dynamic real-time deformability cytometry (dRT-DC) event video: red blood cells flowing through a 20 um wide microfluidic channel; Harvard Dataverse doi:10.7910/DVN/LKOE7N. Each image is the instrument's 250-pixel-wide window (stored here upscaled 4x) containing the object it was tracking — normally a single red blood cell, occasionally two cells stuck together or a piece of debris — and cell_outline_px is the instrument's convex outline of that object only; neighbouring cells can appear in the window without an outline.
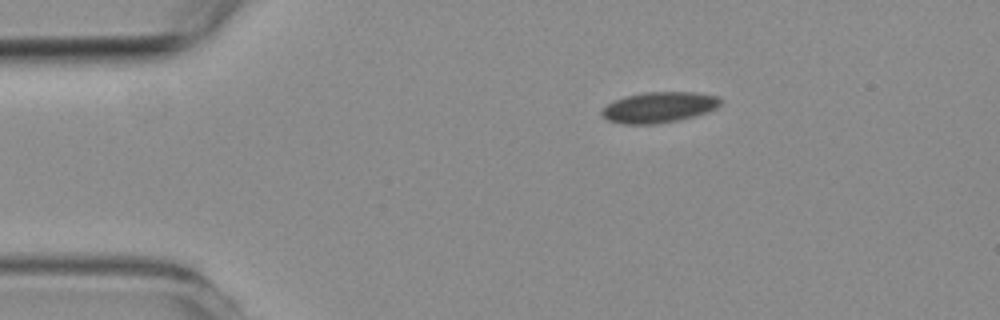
{"species": "common noctule bat (a hibernating species)", "species_latin": "Nyctalus noctula", "temperature_condition": "room temperature", "stored_images_in_passage": 5, "camera_frame_rate_fps": 3000, "um_per_image_px": 0.085, "animal": {"sex": "female", "body_mass_g": 19.3, "forearm_length_mm": 54.1}, "frame": {"image": 1, "passage_image": 1, "time_ms": 0.0, "image_size_px": [1000, 320], "cell_outline_px": [[720, 104], [716, 108], [708, 112], [696, 116], [680, 120], [656, 124], [624, 124], [608, 120], [600, 112], [608, 104], [624, 96], [644, 92], [696, 92], [720, 96]], "centroid_in_image_um": [56.05, 9.12], "position_along_channel_um": 28.9, "area_um2": 21.33}}
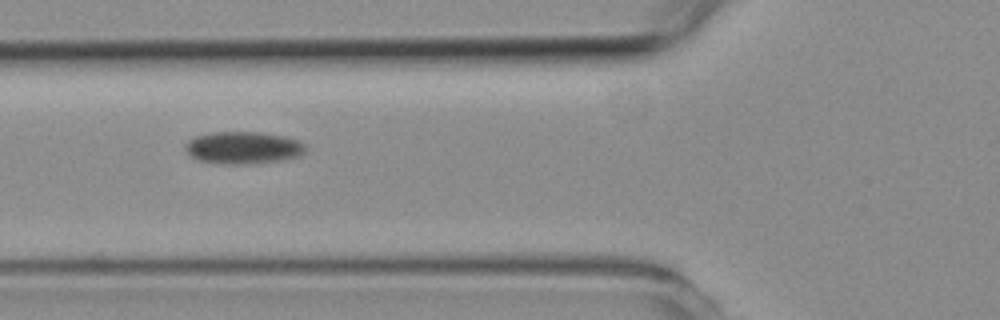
{"frame": {"image": 2, "passage_image": 4, "time_ms": 3.667, "image_size_px": [1000, 320], "cell_outline_px": [[308, 148], [300, 156], [288, 160], [256, 164], [224, 164], [200, 160], [192, 156], [184, 148], [184, 144], [188, 140], [196, 136], [212, 132], [260, 132], [284, 136], [296, 140], [304, 144]], "centroid_in_image_um": [20.72, 12.57], "position_along_channel_um": 105.1, "area_um2": 22.89}}
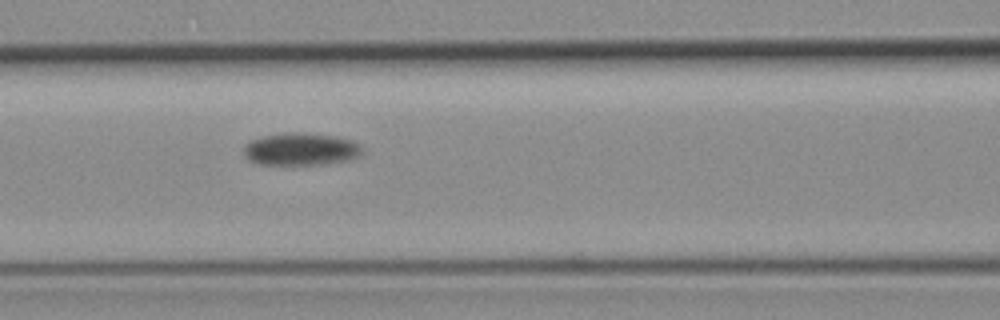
{"frame": {"image": 3, "passage_image": 5, "time_ms": 4.667, "image_size_px": [1000, 320], "cell_outline_px": [[364, 152], [360, 156], [352, 160], [324, 164], [256, 164], [248, 160], [244, 156], [244, 144], [252, 140], [264, 136], [284, 132], [296, 132], [336, 136], [352, 140], [360, 144], [364, 148]], "centroid_in_image_um": [25.61, 12.68], "position_along_channel_um": 141.0, "area_um2": 22.77}}